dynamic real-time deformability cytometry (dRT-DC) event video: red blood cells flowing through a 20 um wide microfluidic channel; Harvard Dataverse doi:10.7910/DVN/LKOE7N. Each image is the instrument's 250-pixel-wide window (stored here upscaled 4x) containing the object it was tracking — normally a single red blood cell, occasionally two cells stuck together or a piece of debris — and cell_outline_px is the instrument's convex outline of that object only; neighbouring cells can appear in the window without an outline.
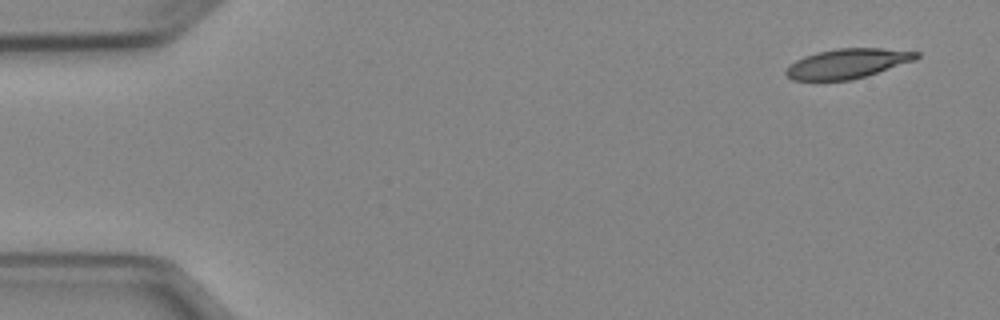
{"species": "Egyptian fruit bat (a non-hibernating species)", "species_latin": "Rousettus aegyptiacus", "temperature_condition": "cold", "stored_images_in_passage": 5, "camera_frame_rate_fps": 3000, "um_per_image_px": 0.085, "animal": {"sex": "female"}, "frame": {"image": 1, "passage_image": 1, "time_ms": 0.0, "image_size_px": [1000, 320], "cell_outline_px": [[920, 56], [916, 60], [852, 80], [792, 80], [784, 72], [788, 64], [804, 56], [816, 52], [836, 48], [880, 48], [920, 52]], "centroid_in_image_um": [72.01, 5.39], "position_along_channel_um": 13.0, "area_um2": 22.6}}
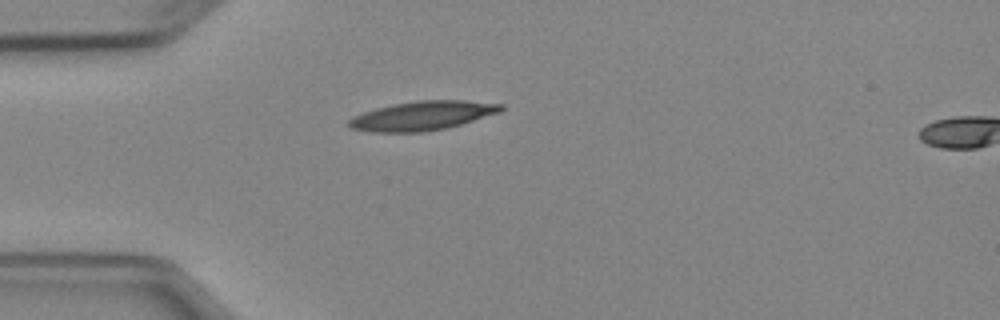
{"frame": {"image": 2, "passage_image": 4, "time_ms": 3.667, "image_size_px": [1000, 320], "cell_outline_px": [[504, 108], [500, 112], [448, 128], [424, 132], [372, 132], [352, 128], [348, 124], [348, 120], [352, 116], [376, 108], [392, 104], [416, 100], [464, 100], [504, 104]], "centroid_in_image_um": [35.91, 9.83], "position_along_channel_um": 49.1, "area_um2": 25.89}}